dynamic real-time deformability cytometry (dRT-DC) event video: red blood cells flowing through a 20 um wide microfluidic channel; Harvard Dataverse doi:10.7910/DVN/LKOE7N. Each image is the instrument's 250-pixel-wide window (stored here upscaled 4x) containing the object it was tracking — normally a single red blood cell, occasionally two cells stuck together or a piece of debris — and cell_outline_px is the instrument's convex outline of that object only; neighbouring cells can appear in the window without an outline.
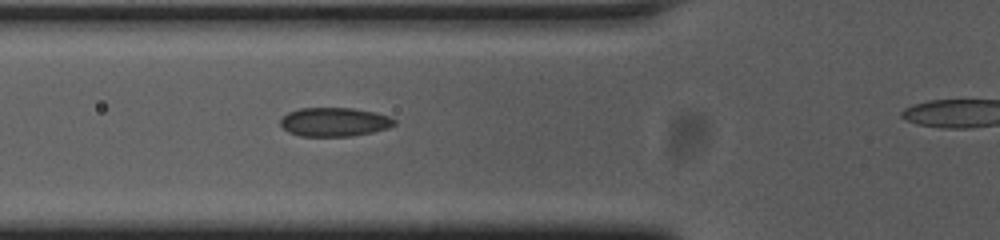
{"species": "common noctule bat (a hibernating species)", "species_latin": "Nyctalus noctula", "temperature_condition": "cold", "stored_images_in_passage": 28, "camera_frame_rate_fps": 3000, "um_per_image_px": 0.085, "animal": {"sex": "female", "body_mass_g": 23.0, "forearm_length_mm": 53.4}, "frame": {"image": 1, "passage_image": 3, "time_ms": 0.667, "image_size_px": [1000, 240], "cell_outline_px": [[396, 124], [388, 128], [372, 132], [352, 136], [300, 136], [288, 132], [280, 124], [280, 120], [288, 112], [300, 108], [352, 108], [372, 112], [388, 116], [396, 120]], "centroid_in_image_um": [28.41, 10.37], "position_along_channel_um": 97.4, "area_um2": 19.07}}
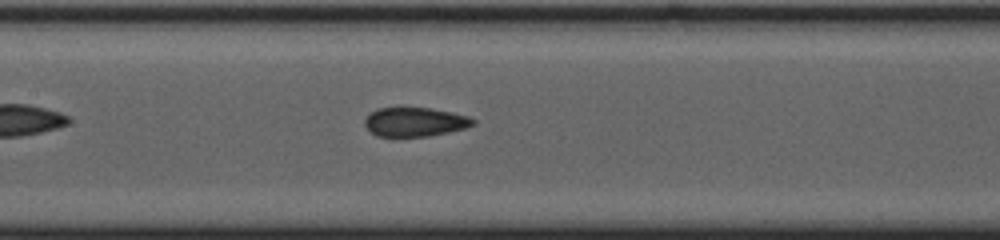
{"frame": {"image": 2, "passage_image": 9, "time_ms": 2.667, "image_size_px": [1000, 240], "cell_outline_px": [[476, 124], [464, 128], [448, 132], [428, 136], [376, 136], [364, 124], [364, 120], [368, 112], [376, 108], [432, 108], [452, 112], [468, 116], [476, 120]], "centroid_in_image_um": [35.26, 10.35], "position_along_channel_um": 172.1, "area_um2": 18.38}}
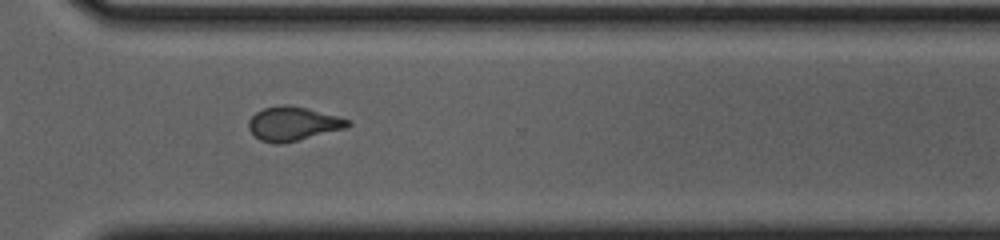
{"frame": {"image": 3, "passage_image": 23, "time_ms": 7.333, "image_size_px": [1000, 240], "cell_outline_px": [[352, 124], [348, 128], [280, 144], [276, 144], [260, 140], [248, 128], [248, 120], [256, 112], [264, 108], [280, 104], [288, 104], [308, 108], [352, 120]], "centroid_in_image_um": [24.93, 10.5], "position_along_channel_um": 345.7, "area_um2": 19.77}}